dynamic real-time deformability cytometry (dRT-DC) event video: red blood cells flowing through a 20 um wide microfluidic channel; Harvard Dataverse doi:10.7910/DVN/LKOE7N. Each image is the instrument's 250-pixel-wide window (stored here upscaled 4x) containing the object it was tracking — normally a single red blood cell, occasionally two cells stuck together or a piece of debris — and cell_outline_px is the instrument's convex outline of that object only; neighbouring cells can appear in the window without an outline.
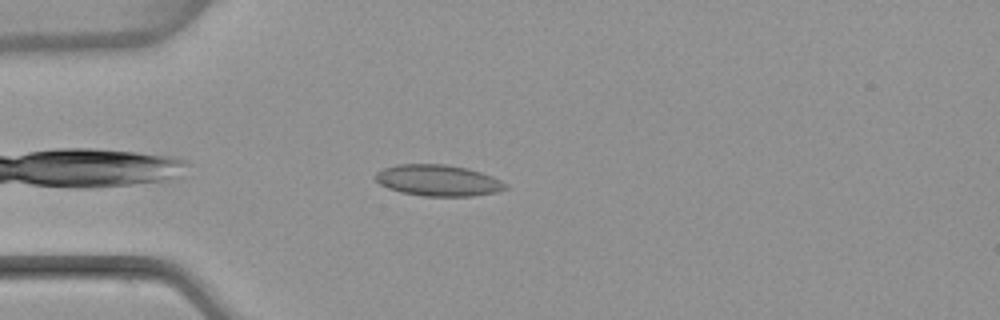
{"species": "common noctule bat (a hibernating species)", "species_latin": "Nyctalus noctula", "temperature_condition": "warm", "stored_images_in_passage": 33, "camera_frame_rate_fps": 3000, "um_per_image_px": 0.085, "animal": {"sex": "female", "body_mass_g": 22.7, "forearm_length_mm": 54.2}, "frame": {"image": 1, "passage_image": 3, "time_ms": 0.667, "image_size_px": [1000, 320], "cell_outline_px": [[508, 188], [496, 192], [472, 196], [424, 196], [400, 192], [388, 188], [380, 184], [372, 176], [376, 172], [384, 168], [400, 164], [444, 164], [468, 168], [492, 176], [508, 184]], "centroid_in_image_um": [37.23, 15.33], "position_along_channel_um": 47.8, "area_um2": 23.76}}
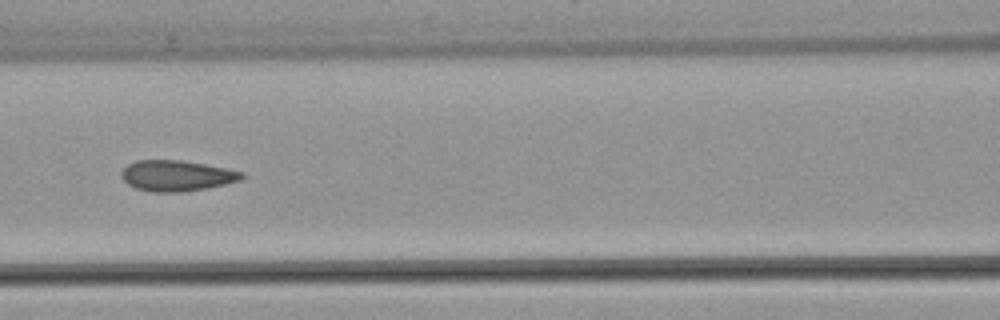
{"frame": {"image": 2, "passage_image": 12, "time_ms": 3.667, "image_size_px": [1000, 320], "cell_outline_px": [[244, 176], [240, 180], [208, 188], [180, 192], [152, 192], [136, 188], [128, 184], [120, 176], [120, 172], [128, 164], [136, 160], [180, 160], [204, 164], [244, 172]], "centroid_in_image_um": [14.98, 14.93], "position_along_channel_um": 151.6, "area_um2": 21.5}}
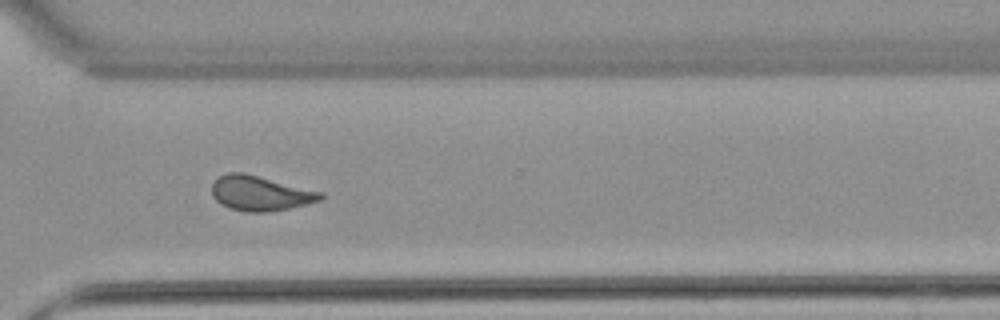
{"frame": {"image": 3, "passage_image": 27, "time_ms": 8.667, "image_size_px": [1000, 320], "cell_outline_px": [[324, 196], [320, 200], [288, 208], [268, 212], [248, 212], [228, 208], [220, 204], [212, 196], [212, 184], [220, 176], [228, 172], [244, 172], [324, 192]], "centroid_in_image_um": [22.11, 16.42], "position_along_channel_um": 348.5, "area_um2": 22.14}, "authors_computed_cell_mechanics": {"area_um2": 21.7906, "velocity_mm_per_s": 3.9414, "shape_relaxation_time_tau1_ms": null, "shape_relaxation_time_tau2_ms": 1.4105, "deformation_change_tau1": null, "deformation_change_tau2": 0.0754}}